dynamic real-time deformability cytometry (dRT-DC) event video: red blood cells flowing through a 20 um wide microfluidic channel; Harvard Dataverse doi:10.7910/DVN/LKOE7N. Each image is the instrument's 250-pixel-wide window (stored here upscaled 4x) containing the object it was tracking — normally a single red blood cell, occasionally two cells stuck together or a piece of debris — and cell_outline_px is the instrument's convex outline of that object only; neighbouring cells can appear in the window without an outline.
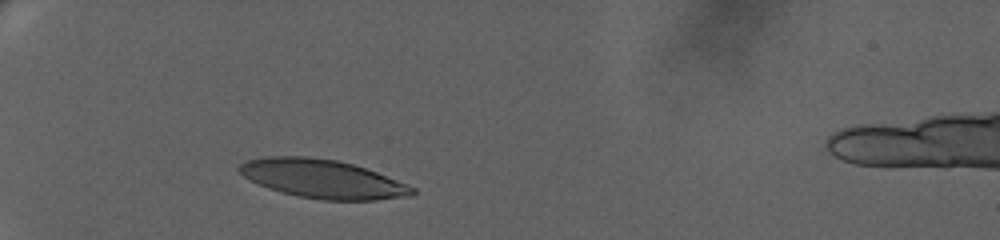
{"species": "human", "species_latin": "Homo sapiens", "temperature_condition": "warm", "stored_images_in_passage": 38, "camera_frame_rate_fps": 3000, "um_per_image_px": 0.085, "donor": {"sex": "female"}, "frame": {"image": 1, "passage_image": 1, "time_ms": 0.0, "image_size_px": [1000, 240], "cell_outline_px": [[416, 192], [412, 196], [376, 200], [320, 200], [296, 196], [280, 192], [268, 188], [248, 180], [236, 168], [240, 164], [248, 160], [264, 156], [308, 156], [336, 160], [352, 164], [376, 172], [408, 184], [416, 188]], "centroid_in_image_um": [27.4, 15.21], "position_along_channel_um": 57.6, "area_um2": 39.19}}
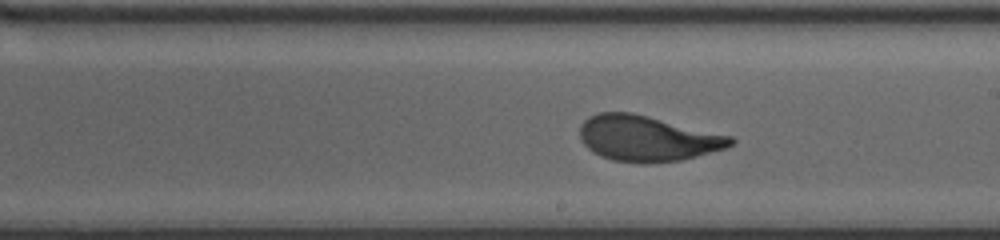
{"frame": {"image": 2, "passage_image": 20, "time_ms": 6.333, "image_size_px": [1000, 240], "cell_outline_px": [[736, 140], [732, 144], [724, 148], [696, 156], [680, 160], [648, 164], [644, 164], [612, 160], [600, 156], [592, 152], [580, 140], [580, 124], [588, 116], [600, 112], [632, 112], [732, 136]], "centroid_in_image_um": [54.98, 11.76], "position_along_channel_um": 234.0, "area_um2": 40.17}}
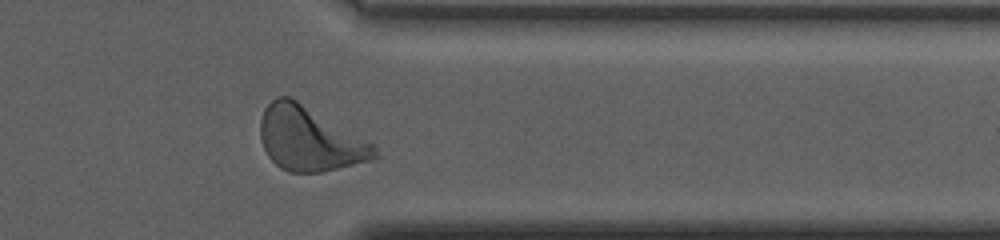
{"frame": {"image": 3, "passage_image": 34, "time_ms": 11.0, "image_size_px": [1000, 240], "cell_outline_px": [[380, 156], [372, 160], [320, 172], [288, 172], [280, 168], [268, 156], [260, 140], [260, 120], [264, 108], [276, 96], [292, 96], [372, 144]], "centroid_in_image_um": [26.26, 11.8], "position_along_channel_um": 385.1, "area_um2": 42.43}, "authors_computed_cell_mechanics": {"area_um2": 40.0843, "velocity_mm_per_s": 3.2656, "shape_relaxation_time_tau1_ms": 3.9187, "shape_relaxation_time_tau2_ms": null, "deformation_change_tau1": 0.1974, "deformation_change_tau2": null}}